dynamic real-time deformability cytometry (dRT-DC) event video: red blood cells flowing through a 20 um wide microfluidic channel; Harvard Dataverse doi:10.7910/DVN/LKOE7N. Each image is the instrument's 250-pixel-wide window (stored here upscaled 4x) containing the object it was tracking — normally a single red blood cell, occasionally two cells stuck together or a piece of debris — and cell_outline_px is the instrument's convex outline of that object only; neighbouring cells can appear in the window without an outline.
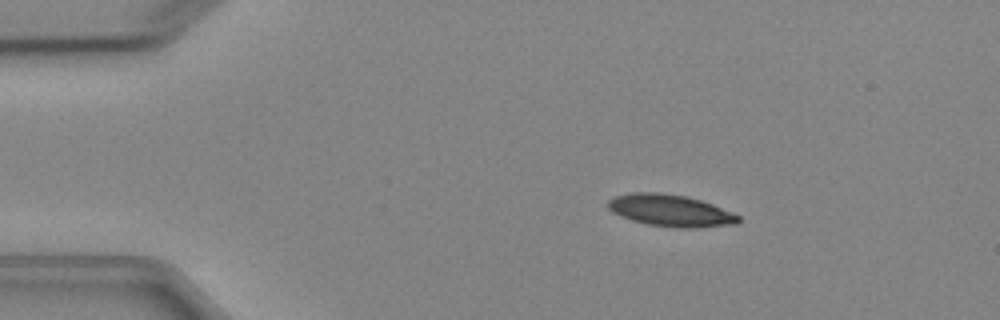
{"species": "Egyptian fruit bat (a non-hibernating species)", "species_latin": "Rousettus aegyptiacus", "temperature_condition": "cold", "stored_images_in_passage": 4, "camera_frame_rate_fps": 3000, "um_per_image_px": 0.085, "animal": {"sex": "female"}, "frame": {"image": 1, "passage_image": 2, "time_ms": 1.0, "image_size_px": [1000, 320], "cell_outline_px": [[740, 220], [736, 224], [696, 228], [676, 228], [648, 224], [632, 220], [620, 216], [612, 212], [608, 208], [608, 200], [616, 196], [632, 192], [660, 192], [688, 196], [712, 204], [732, 212], [740, 216]], "centroid_in_image_um": [56.99, 17.89], "position_along_channel_um": 28.0, "area_um2": 24.33}}